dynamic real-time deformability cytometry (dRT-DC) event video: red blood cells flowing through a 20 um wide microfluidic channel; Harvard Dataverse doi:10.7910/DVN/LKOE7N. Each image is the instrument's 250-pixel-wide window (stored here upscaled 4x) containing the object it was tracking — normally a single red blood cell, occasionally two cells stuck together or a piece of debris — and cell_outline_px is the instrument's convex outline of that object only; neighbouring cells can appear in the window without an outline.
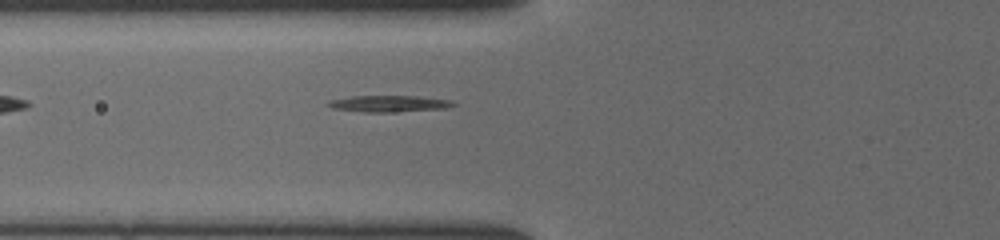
{"species": "common noctule bat (a hibernating species)", "species_latin": "Nyctalus noctula", "temperature_condition": "cold", "stored_images_in_passage": 34, "segment_of_instrument_passage": [1, 2], "camera_frame_rate_fps": 3000, "um_per_image_px": 0.085, "animal": {"sex": "female", "body_mass_g": 19.5, "forearm_length_mm": 54.1}, "frame": {"image": 1, "passage_image": 3, "time_ms": 0.667, "image_size_px": [1000, 240], "cell_outline_px": [[456, 104], [448, 108], [388, 112], [364, 112], [332, 108], [324, 104], [328, 100], [352, 96], [416, 96], [448, 100]], "centroid_in_image_um": [32.97, 8.81], "position_along_channel_um": 92.8, "area_um2": 11.91}}
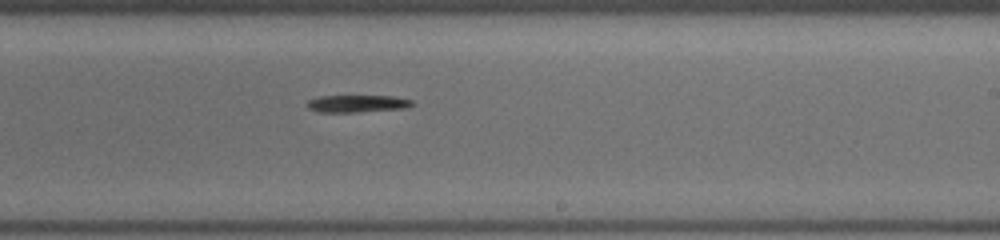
{"frame": {"image": 2, "passage_image": 15, "time_ms": 4.667, "image_size_px": [1000, 240], "cell_outline_px": [[416, 104], [404, 108], [356, 112], [320, 112], [308, 108], [308, 100], [320, 96], [392, 96], [412, 100]], "centroid_in_image_um": [30.38, 8.8], "position_along_channel_um": 258.6, "area_um2": 10.46}}
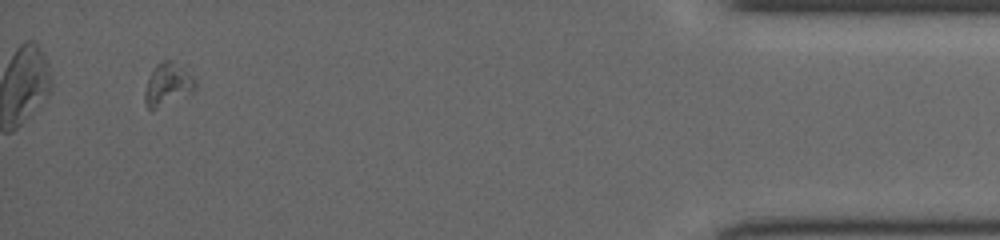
{"frame": {"image": 3, "passage_image": 31, "time_ms": 10.0, "image_size_px": [1000, 240], "cell_outline_px": [[196, 88], [156, 108], [148, 108], [144, 100], [144, 92], [148, 80], [156, 64], [164, 60], [172, 60], [196, 80]], "centroid_in_image_um": [14.22, 7.14], "position_along_channel_um": 421.0, "area_um2": 11.73}}